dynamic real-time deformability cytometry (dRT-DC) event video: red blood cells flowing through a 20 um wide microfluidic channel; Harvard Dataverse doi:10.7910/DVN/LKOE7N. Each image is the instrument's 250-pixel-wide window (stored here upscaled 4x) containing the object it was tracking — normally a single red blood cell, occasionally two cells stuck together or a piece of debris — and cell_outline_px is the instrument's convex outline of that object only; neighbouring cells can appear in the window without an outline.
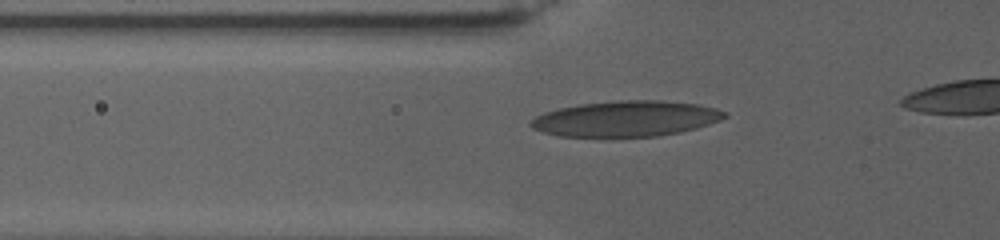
{"species": "human", "species_latin": "Homo sapiens", "temperature_condition": "warm", "stored_images_in_passage": 26, "camera_frame_rate_fps": 3000, "um_per_image_px": 0.085, "donor": {"sex": "female"}, "frame": {"image": 1, "passage_image": 5, "time_ms": 3.0, "image_size_px": [1000, 240], "cell_outline_px": [[728, 116], [720, 120], [696, 128], [680, 132], [656, 136], [560, 136], [544, 132], [532, 128], [528, 124], [536, 116], [544, 112], [560, 108], [580, 104], [616, 100], [660, 100], [700, 104], [716, 108], [728, 112]], "centroid_in_image_um": [53.24, 10.07], "position_along_channel_um": 72.6, "area_um2": 40.17}}
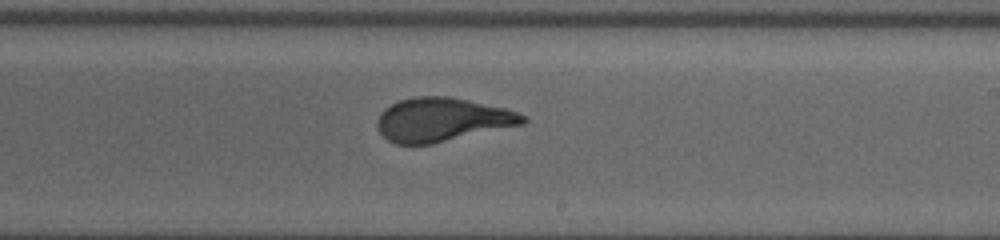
{"frame": {"image": 2, "passage_image": 15, "time_ms": 9.667, "image_size_px": [1000, 240], "cell_outline_px": [[528, 120], [524, 124], [432, 144], [396, 144], [388, 140], [380, 132], [376, 124], [380, 112], [384, 108], [400, 100], [412, 96], [448, 96], [504, 108], [528, 116]], "centroid_in_image_um": [37.57, 10.17], "position_along_channel_um": 251.4, "area_um2": 37.05}}
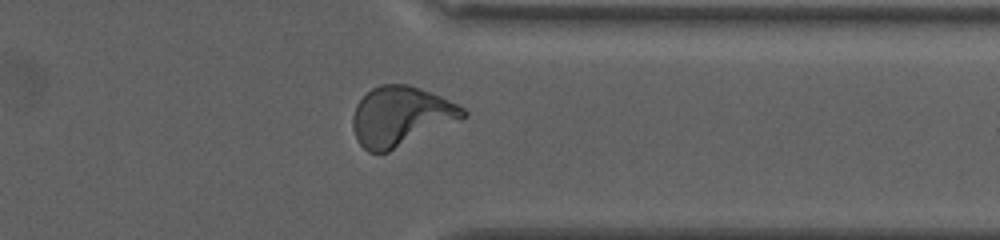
{"frame": {"image": 3, "passage_image": 22, "time_ms": 14.333, "image_size_px": [1000, 240], "cell_outline_px": [[468, 116], [388, 152], [368, 152], [356, 140], [352, 128], [352, 116], [356, 104], [372, 88], [380, 84], [408, 84], [440, 96], [464, 108], [468, 112]], "centroid_in_image_um": [34.04, 9.88], "position_along_channel_um": 377.4, "area_um2": 38.03}}